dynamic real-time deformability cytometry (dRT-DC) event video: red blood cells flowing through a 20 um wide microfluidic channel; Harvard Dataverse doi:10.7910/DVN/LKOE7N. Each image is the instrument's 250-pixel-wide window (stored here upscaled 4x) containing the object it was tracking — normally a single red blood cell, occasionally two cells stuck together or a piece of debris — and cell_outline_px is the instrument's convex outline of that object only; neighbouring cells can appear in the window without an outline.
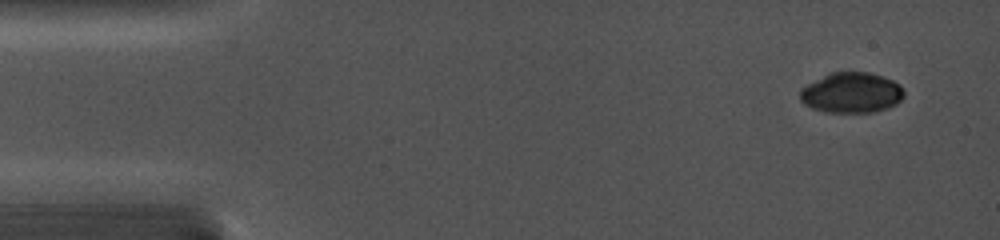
{"species": "common noctule bat (a hibernating species)", "species_latin": "Nyctalus noctula", "temperature_condition": "cold", "stored_images_in_passage": 4, "camera_frame_rate_fps": 5000, "um_per_image_px": 0.085, "animal": {"sex": "female", "body_mass_g": 19.0, "forearm_length_mm": 56.7}, "frame": {"image": 1, "passage_image": 1, "time_ms": 0.0, "image_size_px": [1000, 240], "cell_outline_px": [[904, 96], [896, 104], [888, 108], [872, 112], [824, 112], [812, 108], [804, 104], [800, 100], [800, 88], [832, 72], [868, 72], [884, 76], [900, 84], [904, 88]], "centroid_in_image_um": [72.4, 7.88], "position_along_channel_um": 12.6, "area_um2": 24.57}}
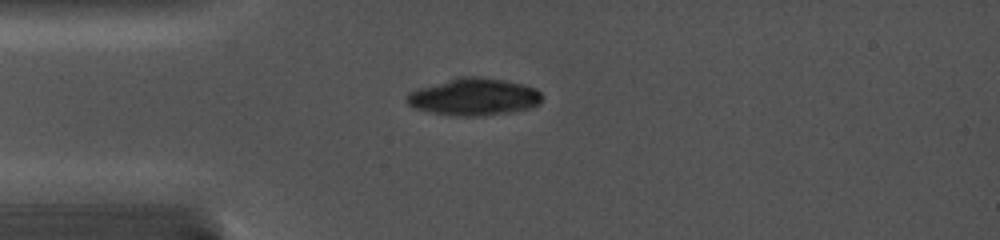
{"frame": {"image": 2, "passage_image": 4, "time_ms": 3.2, "image_size_px": [1000, 240], "cell_outline_px": [[540, 104], [532, 108], [512, 112], [480, 116], [456, 116], [432, 112], [412, 108], [404, 100], [408, 92], [416, 88], [456, 76], [480, 76], [504, 80], [524, 84], [536, 88], [540, 92]], "centroid_in_image_um": [40.24, 8.22], "position_along_channel_um": 44.8, "area_um2": 29.88}}